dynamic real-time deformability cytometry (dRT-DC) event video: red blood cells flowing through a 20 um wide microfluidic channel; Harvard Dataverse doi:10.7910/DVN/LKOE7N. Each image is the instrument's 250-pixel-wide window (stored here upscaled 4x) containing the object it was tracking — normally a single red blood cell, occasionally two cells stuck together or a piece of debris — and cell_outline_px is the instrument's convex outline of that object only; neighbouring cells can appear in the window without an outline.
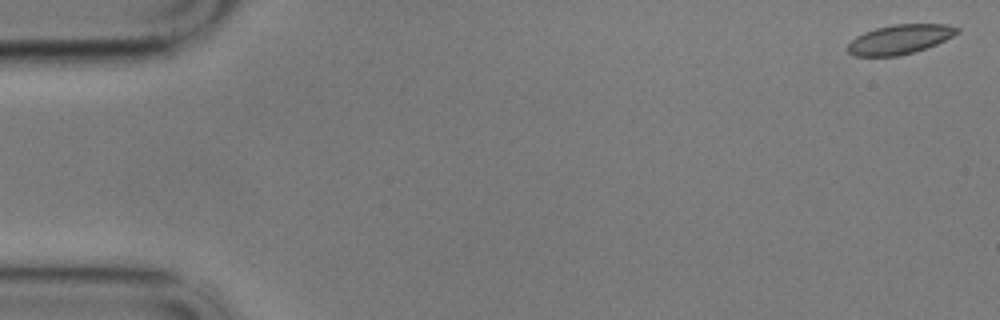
{"species": "common noctule bat (a hibernating species)", "species_latin": "Nyctalus noctula", "temperature_condition": "cold", "stored_images_in_passage": 9, "camera_frame_rate_fps": 3000, "um_per_image_px": 0.085, "animal": {"sex": "male", "body_mass_g": 17.9}, "frame": {"image": 1, "passage_image": 1, "time_ms": 0.0, "image_size_px": [1000, 320], "cell_outline_px": [[960, 32], [936, 44], [900, 56], [852, 56], [848, 52], [848, 44], [856, 36], [864, 32], [876, 28], [892, 24], [948, 24], [960, 28]], "centroid_in_image_um": [76.47, 3.34], "position_along_channel_um": 8.5, "area_um2": 18.73}}